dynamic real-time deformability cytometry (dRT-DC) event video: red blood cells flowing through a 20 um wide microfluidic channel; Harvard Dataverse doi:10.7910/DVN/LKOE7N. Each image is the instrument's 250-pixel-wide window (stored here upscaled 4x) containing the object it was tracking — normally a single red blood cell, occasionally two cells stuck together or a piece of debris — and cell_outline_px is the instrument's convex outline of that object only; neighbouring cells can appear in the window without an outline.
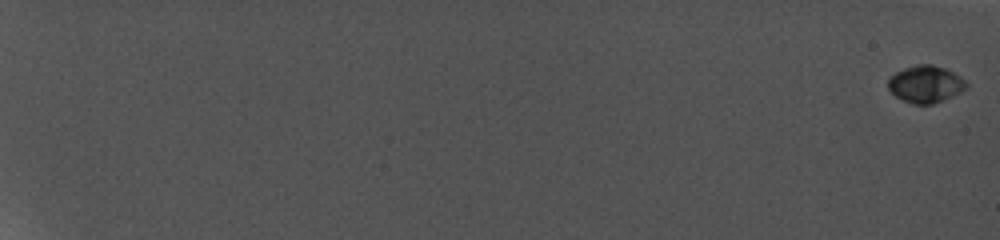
{"species": "common noctule bat (a hibernating species)", "species_latin": "Nyctalus noctula", "temperature_condition": "cold", "stored_images_in_passage": 17, "camera_frame_rate_fps": 5000, "um_per_image_px": 0.085, "animal": {"sex": "female", "body_mass_g": 19.0, "forearm_length_mm": 56.7}, "frame": {"image": 1, "passage_image": 1, "time_ms": 0.0, "image_size_px": [1000, 240], "cell_outline_px": [[968, 88], [960, 92], [932, 104], [912, 104], [896, 96], [888, 88], [888, 80], [896, 72], [904, 68], [916, 64], [932, 64], [944, 68], [960, 76], [968, 84]], "centroid_in_image_um": [78.68, 7.14], "position_along_channel_um": 6.3, "area_um2": 16.7}}
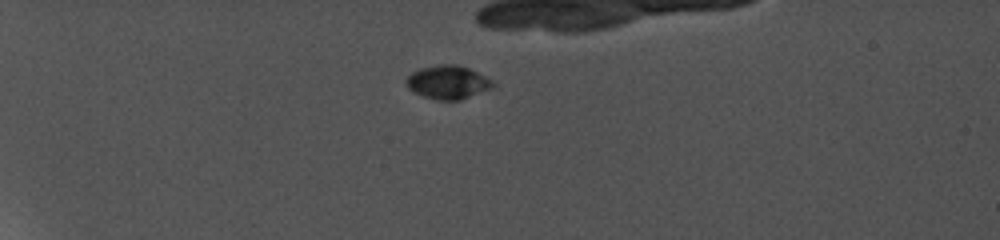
{"frame": {"image": 2, "passage_image": 9, "time_ms": 6.8, "image_size_px": [1000, 240], "cell_outline_px": [[496, 84], [492, 88], [460, 100], [440, 100], [424, 96], [408, 88], [404, 80], [412, 72], [420, 68], [440, 64], [456, 64], [468, 68], [492, 80]], "centroid_in_image_um": [38.06, 6.98], "position_along_channel_um": 46.9, "area_um2": 16.76}}
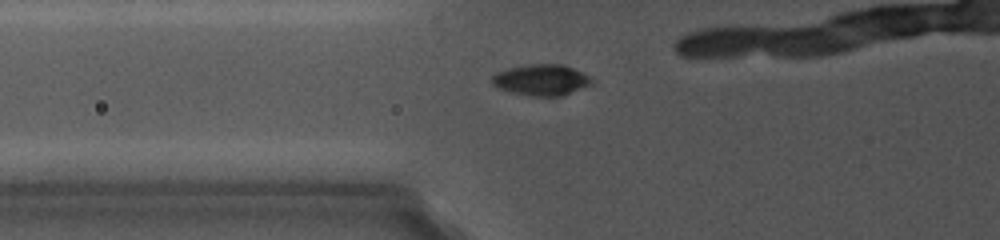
{"frame": {"image": 3, "passage_image": 12, "time_ms": 9.4, "image_size_px": [1000, 240], "cell_outline_px": [[596, 80], [592, 84], [560, 96], [544, 96], [516, 92], [500, 88], [492, 80], [492, 76], [508, 68], [528, 64], [564, 64]], "centroid_in_image_um": [46.09, 6.76], "position_along_channel_um": 79.7, "area_um2": 17.4}}